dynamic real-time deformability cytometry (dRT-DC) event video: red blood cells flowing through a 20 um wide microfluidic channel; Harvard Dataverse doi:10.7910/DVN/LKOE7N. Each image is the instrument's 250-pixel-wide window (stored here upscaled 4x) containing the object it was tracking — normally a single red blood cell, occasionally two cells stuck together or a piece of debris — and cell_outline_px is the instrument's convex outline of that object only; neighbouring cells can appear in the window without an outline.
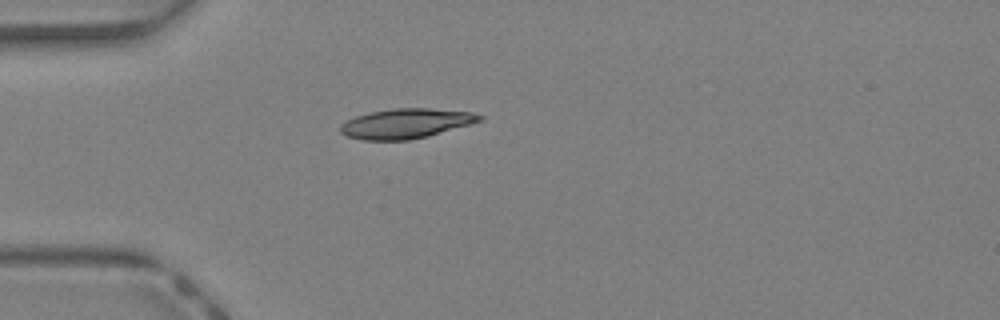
{"species": "Egyptian fruit bat (a non-hibernating species)", "species_latin": "Rousettus aegyptiacus", "temperature_condition": "warm", "stored_images_in_passage": 25, "camera_frame_rate_fps": 3000, "um_per_image_px": 0.085, "animal": {"sex": "female"}, "frame": {"image": 1, "passage_image": 1, "time_ms": 0.0, "image_size_px": [1000, 320], "cell_outline_px": [[484, 120], [428, 136], [408, 140], [364, 140], [348, 136], [340, 132], [340, 124], [356, 116], [372, 112], [392, 108], [428, 108], [472, 112], [484, 116]], "centroid_in_image_um": [34.53, 10.49], "position_along_channel_um": 50.5, "area_um2": 24.04}}
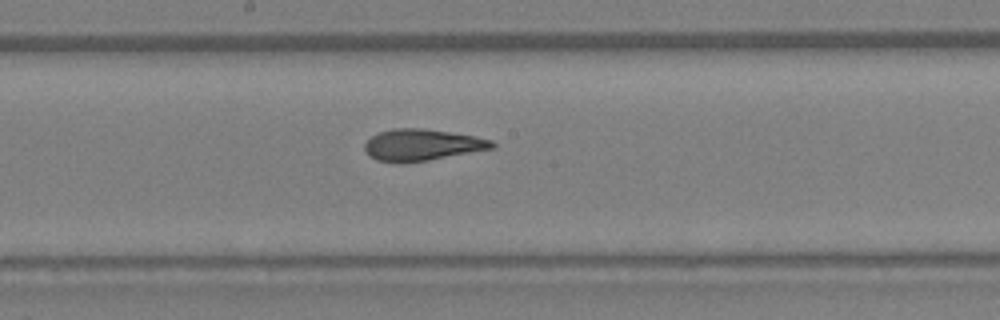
{"frame": {"image": 2, "passage_image": 12, "time_ms": 3.667, "image_size_px": [1000, 320], "cell_outline_px": [[496, 148], [428, 160], [376, 160], [368, 156], [364, 152], [364, 144], [372, 136], [380, 132], [392, 128], [420, 128], [448, 132], [472, 136], [492, 140], [496, 144]], "centroid_in_image_um": [35.89, 12.29], "position_along_channel_um": 212.3, "area_um2": 22.77}}
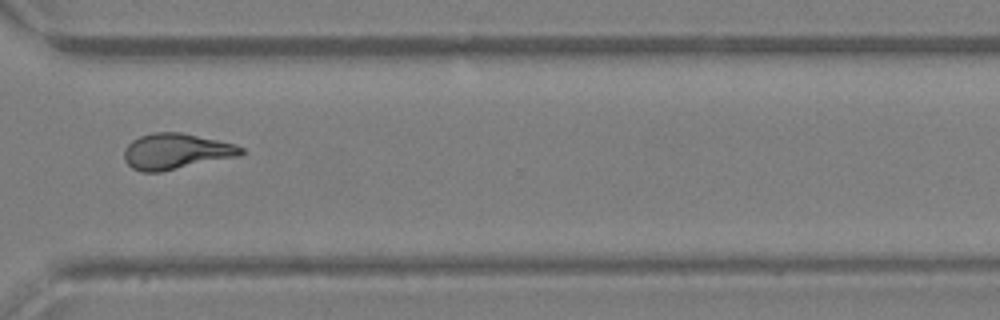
{"frame": {"image": 3, "passage_image": 21, "time_ms": 6.667, "image_size_px": [1000, 320], "cell_outline_px": [[244, 152], [240, 156], [160, 172], [140, 172], [132, 168], [124, 160], [124, 148], [132, 140], [140, 136], [156, 132], [180, 132], [236, 144], [244, 148]], "centroid_in_image_um": [14.96, 12.87], "position_along_channel_um": 355.6, "area_um2": 24.45}, "authors_computed_cell_mechanics": {"area_um2": 23.4668, "velocity_mm_per_s": 4.7825, "shape_relaxation_time_tau1_ms": 10.0647, "shape_relaxation_time_tau2_ms": 1.8506, "deformation_change_tau1": 0.294, "deformation_change_tau2": 0.0918}}